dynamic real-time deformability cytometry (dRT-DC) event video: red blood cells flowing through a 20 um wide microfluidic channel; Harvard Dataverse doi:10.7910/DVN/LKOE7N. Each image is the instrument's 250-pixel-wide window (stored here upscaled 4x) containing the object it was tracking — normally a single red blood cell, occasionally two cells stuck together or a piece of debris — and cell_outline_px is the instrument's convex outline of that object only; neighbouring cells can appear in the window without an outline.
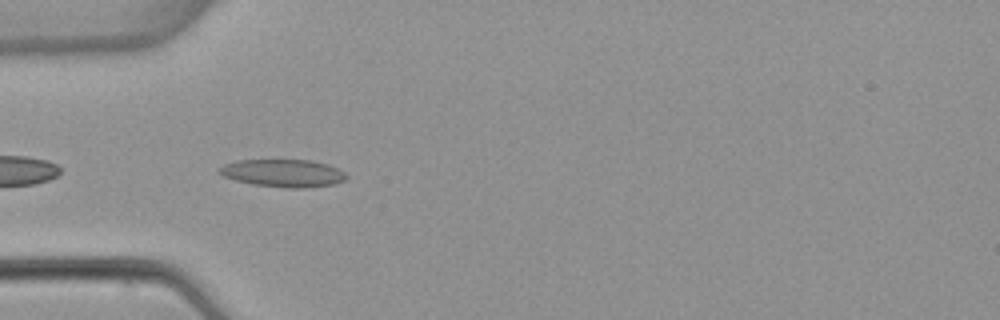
{"species": "common noctule bat (a hibernating species)", "species_latin": "Nyctalus noctula", "temperature_condition": "warm", "stored_images_in_passage": 6, "camera_frame_rate_fps": 3000, "um_per_image_px": 0.085, "animal": {"sex": "female", "body_mass_g": 22.7, "forearm_length_mm": 54.2}, "frame": {"image": 1, "passage_image": 5, "time_ms": 5.0, "image_size_px": [1000, 320], "cell_outline_px": [[348, 176], [344, 180], [332, 184], [304, 188], [288, 188], [252, 184], [236, 180], [224, 176], [216, 172], [216, 168], [224, 164], [236, 160], [312, 160], [328, 164], [344, 172]], "centroid_in_image_um": [24.02, 14.71], "position_along_channel_um": 61.0, "area_um2": 20.52}}
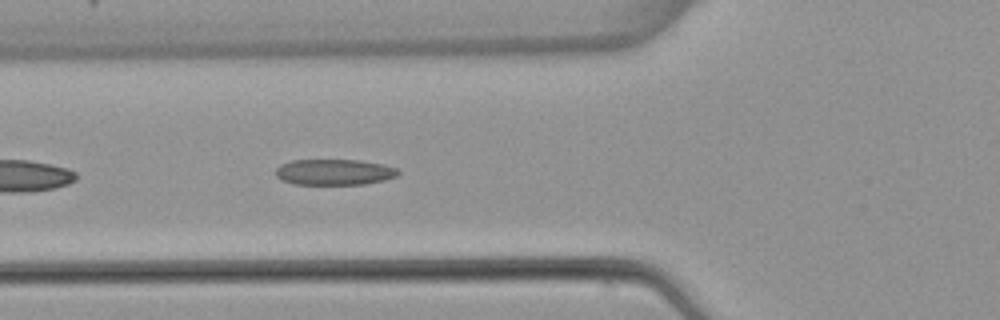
{"frame": {"image": 2, "passage_image": 6, "time_ms": 6.0, "image_size_px": [1000, 320], "cell_outline_px": [[400, 172], [396, 176], [384, 180], [364, 184], [296, 184], [284, 180], [276, 176], [276, 168], [280, 164], [292, 160], [360, 160], [384, 164], [396, 168]], "centroid_in_image_um": [28.43, 14.62], "position_along_channel_um": 97.4, "area_um2": 18.38}}